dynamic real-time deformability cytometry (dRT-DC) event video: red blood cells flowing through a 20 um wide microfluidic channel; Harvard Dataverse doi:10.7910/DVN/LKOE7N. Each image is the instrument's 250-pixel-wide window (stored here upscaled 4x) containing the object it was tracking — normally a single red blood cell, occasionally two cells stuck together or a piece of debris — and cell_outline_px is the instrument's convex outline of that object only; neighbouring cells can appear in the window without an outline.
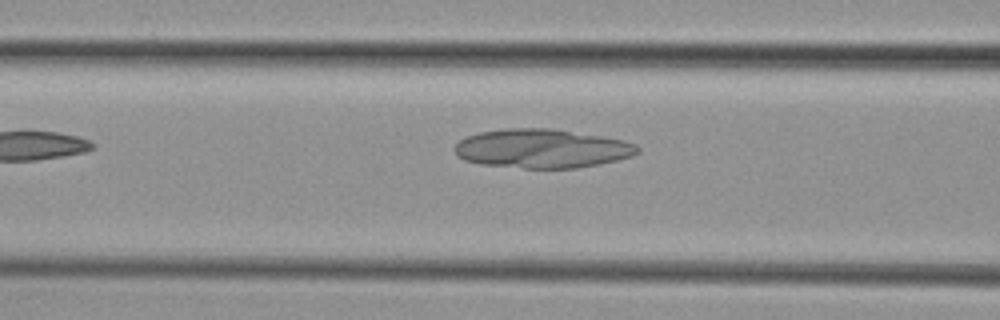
{"species": "common noctule bat (a hibernating species)", "species_latin": "Nyctalus noctula", "temperature_condition": "cold", "stored_images_in_passage": 3, "camera_frame_rate_fps": 3000, "um_per_image_px": 0.085, "animal": {"sex": "female", "body_mass_g": 29.2, "forearm_length_mm": 56.3}, "frame": {"image": 1, "passage_image": 3, "time_ms": 2.667, "image_size_px": [1000, 320], "cell_outline_px": [[640, 152], [632, 156], [616, 160], [576, 168], [524, 168], [480, 164], [464, 160], [456, 156], [452, 148], [460, 140], [468, 136], [480, 132], [508, 128], [552, 128], [624, 140], [636, 144], [640, 148]], "centroid_in_image_um": [46.04, 12.62], "position_along_channel_um": 120.6, "area_um2": 41.56}}